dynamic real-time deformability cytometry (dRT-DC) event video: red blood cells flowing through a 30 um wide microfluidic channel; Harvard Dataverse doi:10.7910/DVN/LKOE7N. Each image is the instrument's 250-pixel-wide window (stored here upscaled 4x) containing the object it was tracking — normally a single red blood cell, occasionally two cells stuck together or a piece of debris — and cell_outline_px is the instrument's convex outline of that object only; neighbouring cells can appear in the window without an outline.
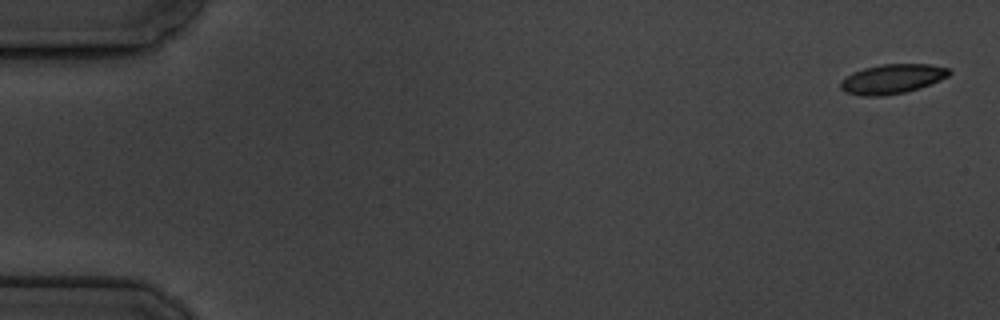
{"species": "common noctule bat (a hibernating species)", "species_latin": "Nyctalus noctula", "temperature_condition": "cold", "stored_images_in_passage": 6, "camera_frame_rate_fps": 3000, "um_per_image_px": 0.085, "animal": {"sex": "male", "body_mass_g": 19.5, "forearm_length_mm": 54.6}, "frame": {"image": 1, "passage_image": 1, "time_ms": 0.0, "image_size_px": [1000, 320], "cell_outline_px": [[952, 72], [948, 76], [940, 80], [920, 88], [904, 92], [880, 96], [860, 96], [844, 92], [840, 88], [840, 80], [852, 72], [864, 68], [880, 64], [928, 64], [948, 68]], "centroid_in_image_um": [75.8, 6.71], "position_along_channel_um": 9.2, "area_um2": 18.79}}
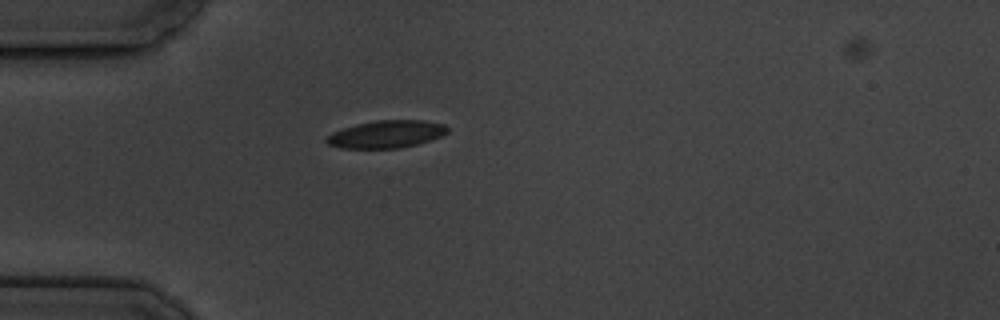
{"frame": {"image": 2, "passage_image": 5, "time_ms": 5.0, "image_size_px": [1000, 320], "cell_outline_px": [[448, 132], [440, 136], [416, 144], [400, 148], [340, 148], [328, 144], [324, 140], [332, 132], [356, 124], [376, 120], [424, 120], [444, 124], [448, 128]], "centroid_in_image_um": [32.82, 11.4], "position_along_channel_um": 52.2, "area_um2": 19.25}}